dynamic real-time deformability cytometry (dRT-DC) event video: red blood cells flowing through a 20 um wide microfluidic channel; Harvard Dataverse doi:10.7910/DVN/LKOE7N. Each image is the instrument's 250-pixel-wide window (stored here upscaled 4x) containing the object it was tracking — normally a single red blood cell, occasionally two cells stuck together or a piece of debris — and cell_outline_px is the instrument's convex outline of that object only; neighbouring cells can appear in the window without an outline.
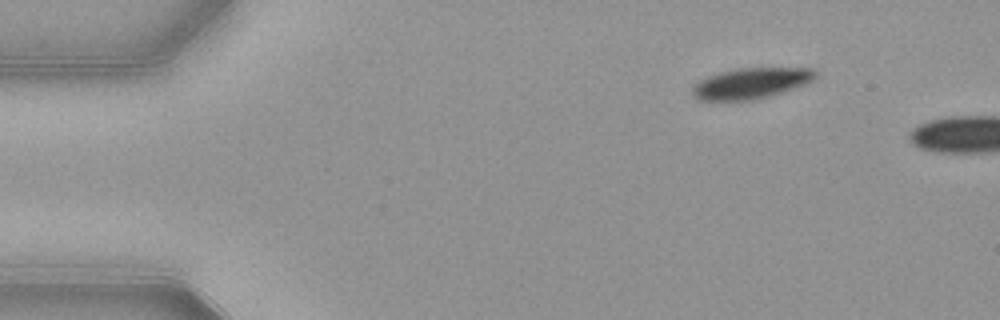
{"species": "common noctule bat (a hibernating species)", "species_latin": "Nyctalus noctula", "temperature_condition": "warm", "stored_images_in_passage": 8, "camera_frame_rate_fps": 3000, "um_per_image_px": 0.085, "animal": {"sex": "female", "body_mass_g": 21.9}, "frame": {"image": 1, "passage_image": 1, "time_ms": 0.0, "image_size_px": [1000, 320], "cell_outline_px": [[816, 80], [768, 96], [752, 100], [696, 100], [692, 96], [692, 88], [700, 80], [708, 76], [720, 72], [736, 68], [812, 68], [816, 72]], "centroid_in_image_um": [63.81, 7.07], "position_along_channel_um": 21.2, "area_um2": 21.91}}